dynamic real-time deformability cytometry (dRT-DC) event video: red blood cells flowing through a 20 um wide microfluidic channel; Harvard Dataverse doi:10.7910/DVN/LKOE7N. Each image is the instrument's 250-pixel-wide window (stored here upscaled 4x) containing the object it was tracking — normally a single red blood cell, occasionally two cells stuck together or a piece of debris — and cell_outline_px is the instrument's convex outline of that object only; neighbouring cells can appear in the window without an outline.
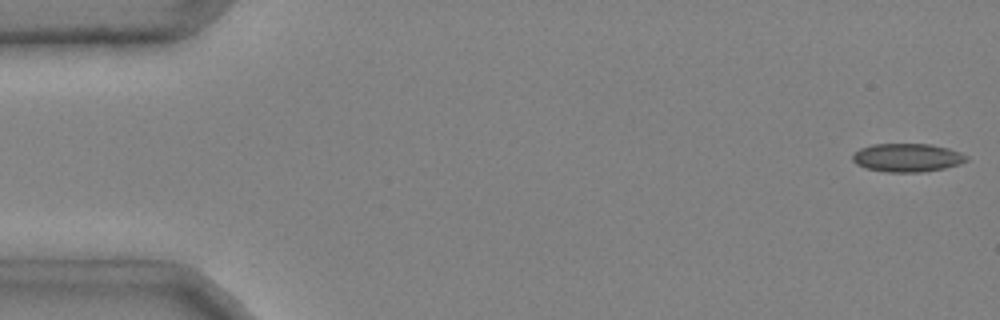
{"species": "common noctule bat (a hibernating species)", "species_latin": "Nyctalus noctula", "temperature_condition": "cold", "stored_images_in_passage": 46, "camera_frame_rate_fps": 3000, "um_per_image_px": 0.085, "animal": {"sex": "male", "body_mass_g": 20.4}, "frame": {"image": 1, "passage_image": 1, "time_ms": 0.0, "image_size_px": [1000, 320], "cell_outline_px": [[968, 160], [960, 164], [944, 168], [920, 172], [884, 172], [864, 168], [856, 164], [852, 160], [852, 156], [860, 148], [872, 144], [932, 144], [948, 148], [960, 152], [968, 156]], "centroid_in_image_um": [77.11, 13.4], "position_along_channel_um": 7.9, "area_um2": 18.96}}
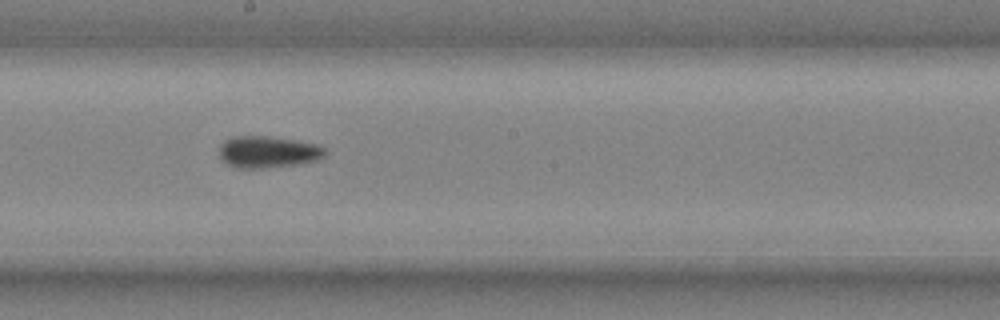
{"frame": {"image": 2, "passage_image": 27, "time_ms": 8.667, "image_size_px": [1000, 320], "cell_outline_px": [[328, 152], [324, 156], [316, 160], [300, 164], [264, 168], [236, 168], [228, 164], [220, 156], [220, 144], [224, 140], [232, 136], [264, 136], [292, 140], [316, 144], [324, 148]], "centroid_in_image_um": [22.77, 12.92], "position_along_channel_um": 225.4, "area_um2": 19.48}}
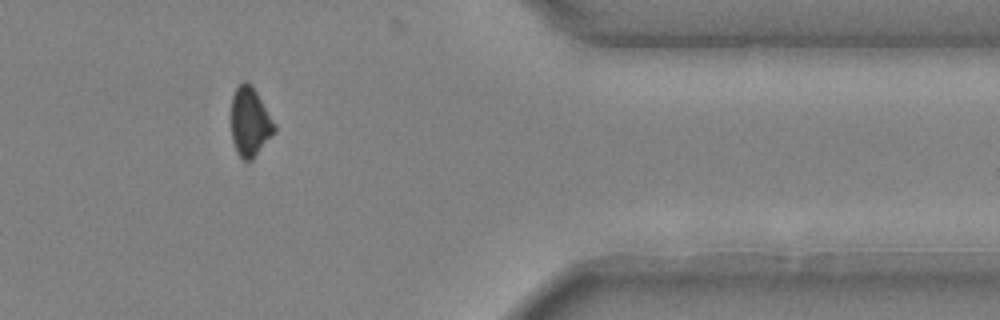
{"frame": {"image": 3, "passage_image": 41, "time_ms": 13.333, "image_size_px": [1000, 320], "cell_outline_px": [[276, 132], [252, 160], [244, 160], [236, 152], [232, 140], [232, 96], [236, 88], [244, 80], [248, 80], [252, 84], [276, 124]], "centroid_in_image_um": [21.27, 10.35], "position_along_channel_um": 390.1, "area_um2": 17.57}, "authors_computed_cell_mechanics": {"area_um2": 18.9584, "velocity_mm_per_s": 4.0017, "shape_relaxation_time_tau1_ms": 1.7356, "shape_relaxation_time_tau2_ms": 2.9283, "deformation_change_tau1": 0.0907, "deformation_change_tau2": 0.0909}}